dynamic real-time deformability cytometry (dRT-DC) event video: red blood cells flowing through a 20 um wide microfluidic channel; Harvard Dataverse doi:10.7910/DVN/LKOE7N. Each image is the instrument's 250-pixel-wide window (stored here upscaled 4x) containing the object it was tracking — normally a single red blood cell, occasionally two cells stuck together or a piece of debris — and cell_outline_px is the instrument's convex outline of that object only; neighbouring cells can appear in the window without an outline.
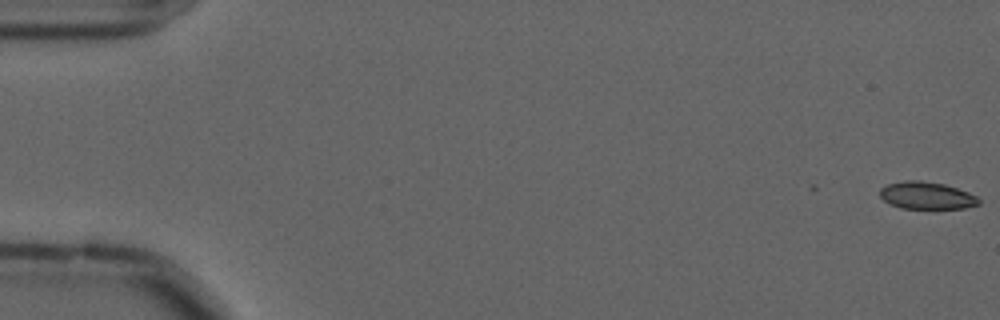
{"species": "common noctule bat (a hibernating species)", "species_latin": "Nyctalus noctula", "temperature_condition": "cold", "stored_images_in_passage": 29, "camera_frame_rate_fps": 3000, "um_per_image_px": 0.085, "animal": {"sex": "male", "forearm_length_mm": 52.5}, "frame": {"image": 1, "passage_image": 1, "time_ms": 0.0, "image_size_px": [1000, 320], "cell_outline_px": [[980, 204], [964, 208], [900, 208], [884, 200], [880, 196], [880, 188], [888, 184], [904, 180], [920, 180], [944, 184], [968, 192], [976, 196], [980, 200]], "centroid_in_image_um": [78.76, 16.61], "position_along_channel_um": 6.2, "area_um2": 15.61}}
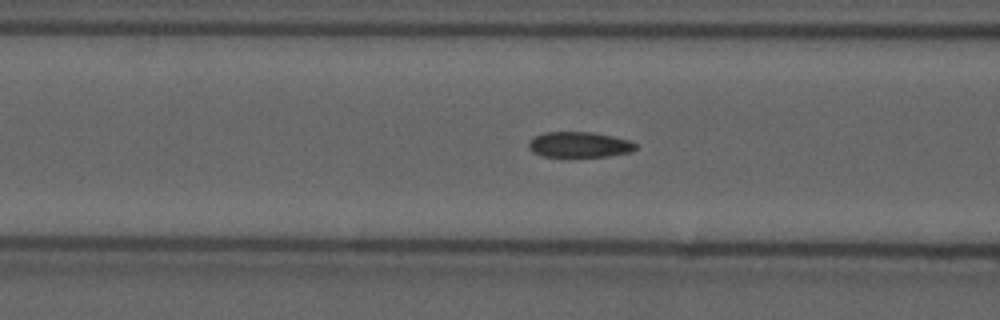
{"frame": {"image": 2, "passage_image": 23, "time_ms": 7.333, "image_size_px": [1000, 320], "cell_outline_px": [[636, 148], [632, 152], [608, 156], [572, 160], [568, 160], [544, 156], [532, 152], [528, 148], [528, 144], [536, 136], [544, 132], [592, 132], [612, 136], [628, 140], [636, 144]], "centroid_in_image_um": [49.22, 12.35], "position_along_channel_um": 117.4, "area_um2": 16.7}}
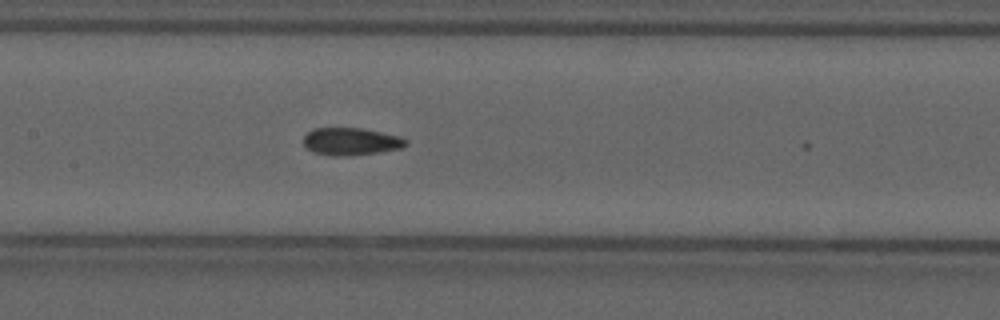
{"frame": {"image": 3, "passage_image": 28, "time_ms": 9.0, "image_size_px": [1000, 320], "cell_outline_px": [[408, 144], [400, 148], [376, 152], [348, 156], [332, 156], [312, 152], [304, 144], [304, 136], [312, 128], [360, 128], [380, 132], [396, 136], [408, 140]], "centroid_in_image_um": [29.79, 12.03], "position_along_channel_um": 177.6, "area_um2": 16.18}}